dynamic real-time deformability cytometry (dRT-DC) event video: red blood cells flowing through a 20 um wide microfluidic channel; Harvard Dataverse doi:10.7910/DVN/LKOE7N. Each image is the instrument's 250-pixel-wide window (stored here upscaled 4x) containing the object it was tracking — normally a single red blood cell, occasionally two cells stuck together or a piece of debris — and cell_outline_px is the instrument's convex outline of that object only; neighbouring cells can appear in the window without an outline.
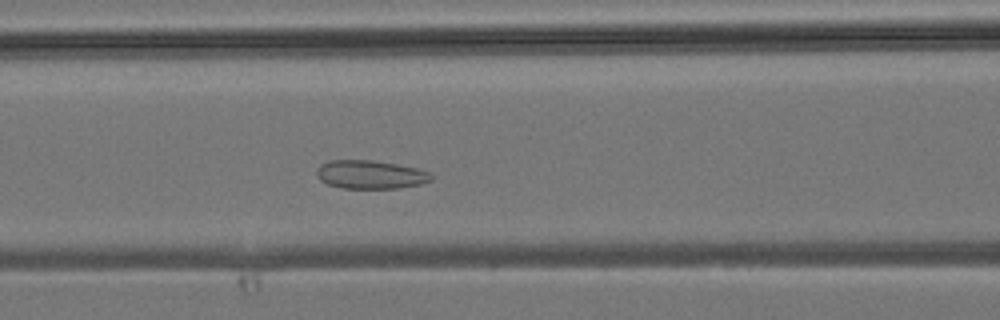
{"species": "common noctule bat (a hibernating species)", "species_latin": "Nyctalus noctula", "temperature_condition": "room temperature", "stored_images_in_passage": 34, "camera_frame_rate_fps": 3000, "um_per_image_px": 0.085, "animal": {"sex": "male", "body_mass_g": 19.2, "forearm_length_mm": 51.8}, "frame": {"image": 1, "passage_image": 14, "time_ms": 4.333, "image_size_px": [1000, 320], "cell_outline_px": [[436, 176], [432, 180], [420, 184], [400, 188], [344, 188], [328, 184], [320, 180], [316, 172], [316, 168], [320, 164], [328, 160], [372, 160], [396, 164], [416, 168], [432, 172]], "centroid_in_image_um": [31.52, 14.83], "position_along_channel_um": 135.1, "area_um2": 19.19}}
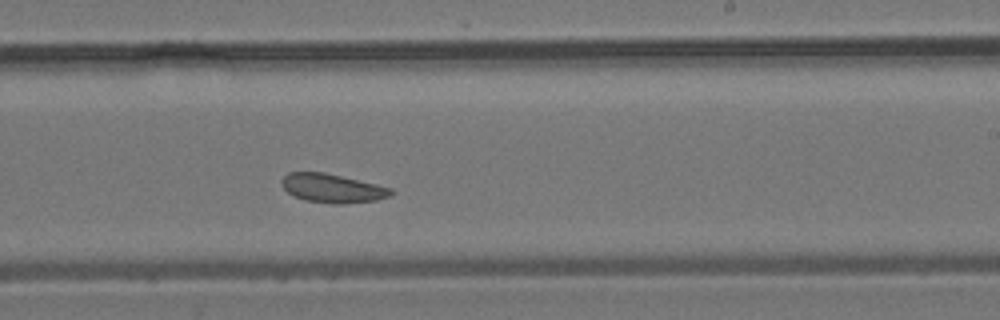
{"frame": {"image": 2, "passage_image": 22, "time_ms": 7.0, "image_size_px": [1000, 320], "cell_outline_px": [[396, 192], [392, 196], [376, 200], [340, 204], [332, 204], [304, 200], [288, 192], [280, 184], [280, 180], [288, 172], [324, 172], [376, 184], [392, 188]], "centroid_in_image_um": [28.27, 16.0], "position_along_channel_um": 260.7, "area_um2": 18.44}}
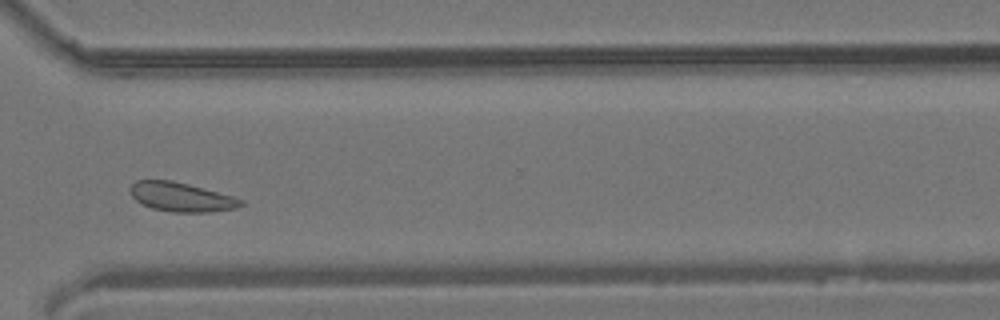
{"frame": {"image": 3, "passage_image": 28, "time_ms": 9.0, "image_size_px": [1000, 320], "cell_outline_px": [[244, 204], [236, 208], [212, 212], [172, 212], [152, 208], [136, 200], [132, 196], [132, 184], [136, 180], [172, 180], [188, 184], [232, 196], [244, 200]], "centroid_in_image_um": [15.44, 16.75], "position_along_channel_um": 355.2, "area_um2": 18.55}}